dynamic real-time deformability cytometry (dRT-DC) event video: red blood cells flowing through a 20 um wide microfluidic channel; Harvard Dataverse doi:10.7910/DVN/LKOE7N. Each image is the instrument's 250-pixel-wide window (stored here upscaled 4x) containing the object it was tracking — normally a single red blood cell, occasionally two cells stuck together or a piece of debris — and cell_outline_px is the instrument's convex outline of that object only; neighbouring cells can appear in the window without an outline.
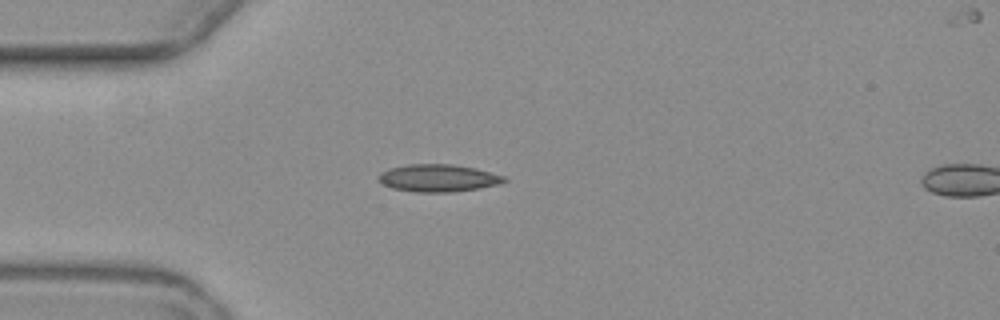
{"species": "common noctule bat (a hibernating species)", "species_latin": "Nyctalus noctula", "temperature_condition": "warm", "stored_images_in_passage": 2, "camera_frame_rate_fps": 3000, "um_per_image_px": 0.085, "animal": {"sex": "female", "body_mass_g": 19.3, "forearm_length_mm": 54.1}, "frame": {"image": 1, "passage_image": 1, "time_ms": 0.0, "image_size_px": [1000, 320], "cell_outline_px": [[508, 180], [496, 184], [480, 188], [452, 192], [416, 192], [392, 188], [376, 180], [376, 176], [380, 172], [388, 168], [408, 164], [452, 164], [476, 168], [504, 176]], "centroid_in_image_um": [37.19, 15.13], "position_along_channel_um": 47.8, "area_um2": 20.17}}